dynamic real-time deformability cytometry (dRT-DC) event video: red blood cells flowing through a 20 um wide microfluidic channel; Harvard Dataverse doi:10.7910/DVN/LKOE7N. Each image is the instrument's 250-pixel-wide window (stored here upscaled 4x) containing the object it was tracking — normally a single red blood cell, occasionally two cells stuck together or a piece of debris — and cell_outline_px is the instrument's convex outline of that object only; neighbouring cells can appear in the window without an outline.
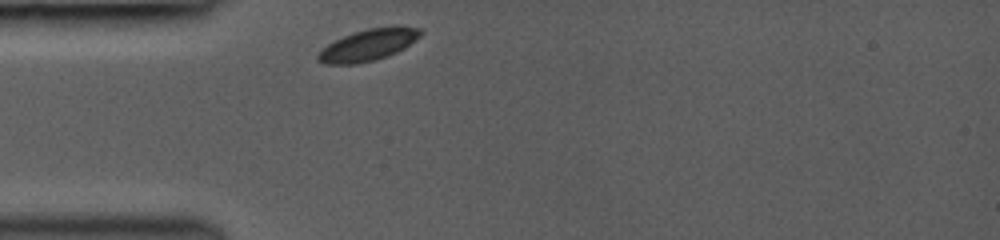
{"species": "common noctule bat (a hibernating species)", "species_latin": "Nyctalus noctula", "temperature_condition": "room temperature", "stored_images_in_passage": 7, "camera_frame_rate_fps": 3000, "um_per_image_px": 0.085, "animal": {"sex": "female", "body_mass_g": 19.0, "forearm_length_mm": 53.3}, "frame": {"image": 1, "passage_image": 1, "time_ms": 0.0, "image_size_px": [1000, 240], "cell_outline_px": [[424, 32], [420, 36], [404, 48], [388, 56], [376, 60], [356, 64], [324, 64], [316, 60], [316, 56], [320, 48], [344, 36], [368, 28], [396, 24], [420, 28]], "centroid_in_image_um": [31.31, 3.81], "position_along_channel_um": 53.7, "area_um2": 19.25}}
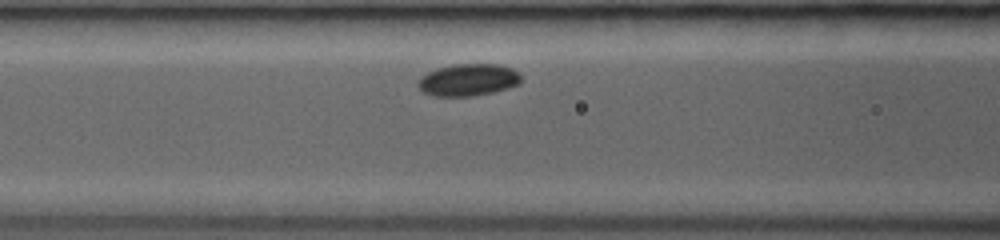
{"frame": {"image": 2, "passage_image": 5, "time_ms": 2.0, "image_size_px": [1000, 240], "cell_outline_px": [[520, 84], [508, 88], [492, 92], [472, 96], [432, 96], [424, 92], [416, 84], [416, 80], [420, 76], [436, 68], [456, 64], [500, 64], [512, 68], [520, 76]], "centroid_in_image_um": [39.76, 6.79], "position_along_channel_um": 126.8, "area_um2": 19.36}}
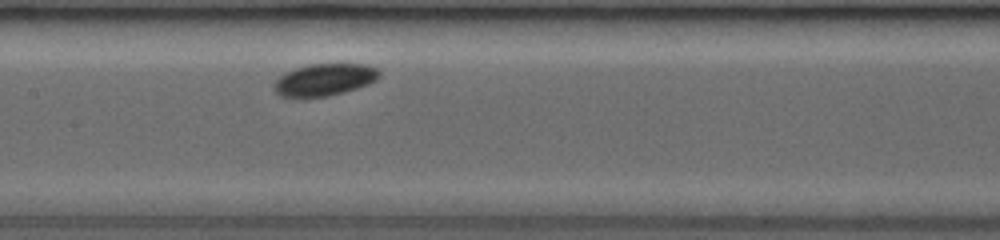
{"frame": {"image": 3, "passage_image": 7, "time_ms": 3.333, "image_size_px": [1000, 240], "cell_outline_px": [[380, 76], [376, 80], [368, 84], [344, 92], [328, 96], [296, 100], [292, 100], [280, 96], [272, 88], [272, 84], [284, 72], [308, 64], [368, 64], [376, 68], [380, 72]], "centroid_in_image_um": [27.5, 6.81], "position_along_channel_um": 179.9, "area_um2": 20.35}}